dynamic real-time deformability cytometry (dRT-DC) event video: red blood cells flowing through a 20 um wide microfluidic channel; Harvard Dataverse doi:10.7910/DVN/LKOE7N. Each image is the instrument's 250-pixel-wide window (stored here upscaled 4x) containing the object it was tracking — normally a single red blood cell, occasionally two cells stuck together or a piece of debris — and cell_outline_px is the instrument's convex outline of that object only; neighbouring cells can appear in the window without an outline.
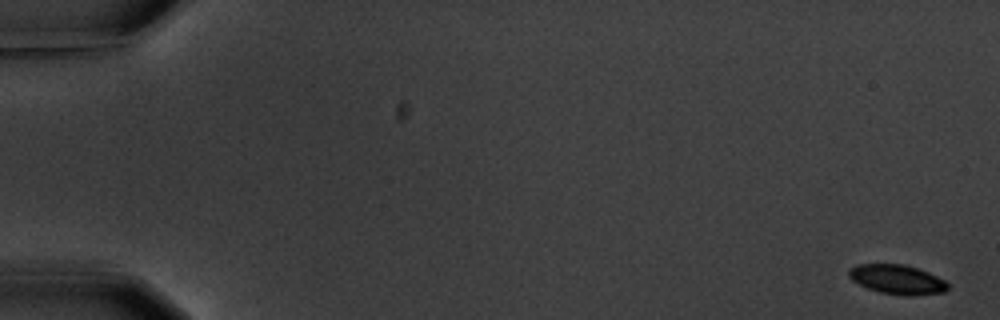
{"species": "common noctule bat (a hibernating species)", "species_latin": "Nyctalus noctula", "temperature_condition": "warm", "stored_images_in_passage": 5, "camera_frame_rate_fps": 3000, "um_per_image_px": 0.085, "animal": {"sex": "male", "body_mass_g": 20.1, "forearm_length_mm": 53.5}, "frame": {"image": 1, "passage_image": 1, "time_ms": 0.0, "image_size_px": [1000, 320], "cell_outline_px": [[948, 288], [944, 292], [912, 296], [904, 296], [880, 292], [868, 288], [852, 280], [848, 276], [848, 272], [856, 264], [904, 264], [928, 272], [944, 280], [948, 284]], "centroid_in_image_um": [76.27, 23.76], "position_along_channel_um": 8.7, "area_um2": 16.88}}